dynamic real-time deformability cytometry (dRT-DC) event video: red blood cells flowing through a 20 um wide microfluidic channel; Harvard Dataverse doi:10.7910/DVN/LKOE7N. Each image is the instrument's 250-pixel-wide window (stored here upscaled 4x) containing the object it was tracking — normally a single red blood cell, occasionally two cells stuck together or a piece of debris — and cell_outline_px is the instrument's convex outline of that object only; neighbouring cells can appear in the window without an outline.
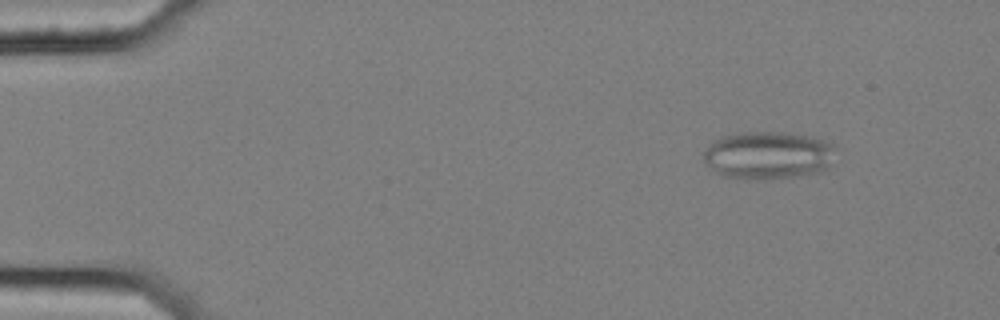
{"species": "common noctule bat (a hibernating species)", "species_latin": "Nyctalus noctula", "temperature_condition": "cold", "stored_images_in_passage": 57, "segment_of_instrument_passage": [1, 2], "camera_frame_rate_fps": 3000, "um_per_image_px": 0.085, "animal": {"sex": "female", "body_mass_g": 25.1}, "frame": {"image": 1, "passage_image": 7, "time_ms": 2.0, "image_size_px": [1000, 320], "cell_outline_px": [[832, 148], [828, 168], [824, 172], [796, 176], [764, 180], [756, 180], [720, 176], [708, 168], [704, 164], [704, 152], [712, 140], [720, 136], [736, 132], [784, 132], [808, 136], [824, 140], [832, 144]], "centroid_in_image_um": [65.19, 13.21], "position_along_channel_um": 19.8, "area_um2": 37.17}}